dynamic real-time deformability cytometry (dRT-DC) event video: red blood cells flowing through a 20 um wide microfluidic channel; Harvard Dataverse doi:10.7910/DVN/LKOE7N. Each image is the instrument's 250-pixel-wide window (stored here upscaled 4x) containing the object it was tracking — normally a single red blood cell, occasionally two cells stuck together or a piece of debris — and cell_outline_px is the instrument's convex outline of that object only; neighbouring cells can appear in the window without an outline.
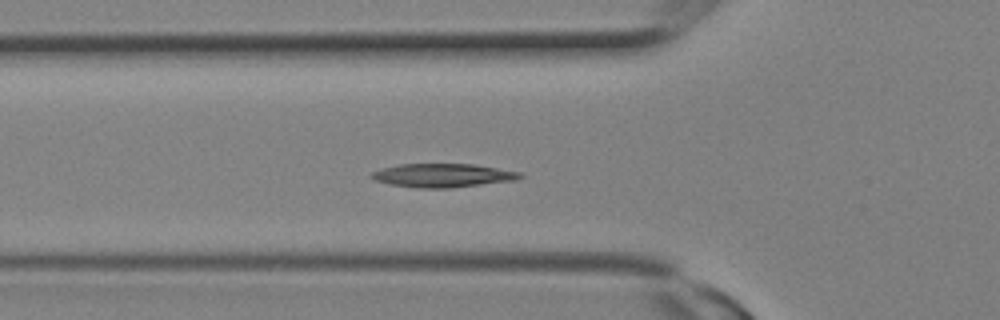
{"species": "Egyptian fruit bat (a non-hibernating species)", "species_latin": "Rousettus aegyptiacus", "temperature_condition": "room temperature", "stored_images_in_passage": 13, "camera_frame_rate_fps": 3000, "um_per_image_px": 0.085, "animal": {"sex": "female"}, "frame": {"image": 1, "passage_image": 8, "time_ms": 2.333, "image_size_px": [1000, 320], "cell_outline_px": [[524, 176], [516, 180], [448, 188], [416, 188], [392, 184], [376, 180], [368, 176], [372, 172], [380, 168], [400, 164], [472, 164], [520, 172]], "centroid_in_image_um": [37.61, 14.91], "position_along_channel_um": 88.2, "area_um2": 20.29}}
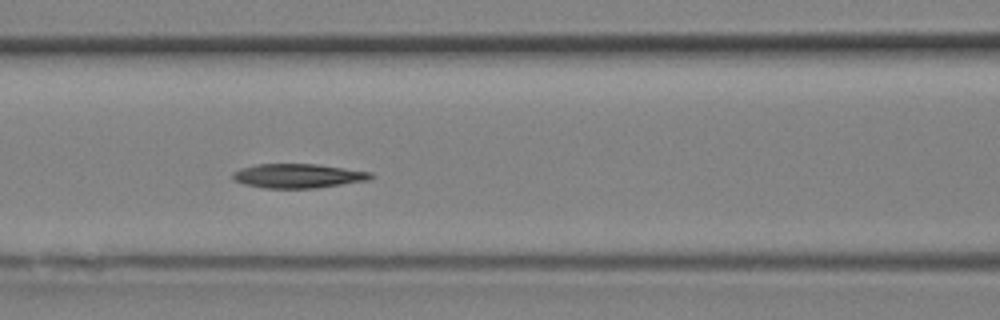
{"frame": {"image": 2, "passage_image": 10, "time_ms": 3.0, "image_size_px": [1000, 320], "cell_outline_px": [[376, 176], [368, 180], [316, 188], [264, 188], [244, 184], [236, 180], [232, 176], [232, 172], [240, 168], [256, 164], [316, 164], [372, 172]], "centroid_in_image_um": [25.34, 14.94], "position_along_channel_um": 141.3, "area_um2": 19.48}}
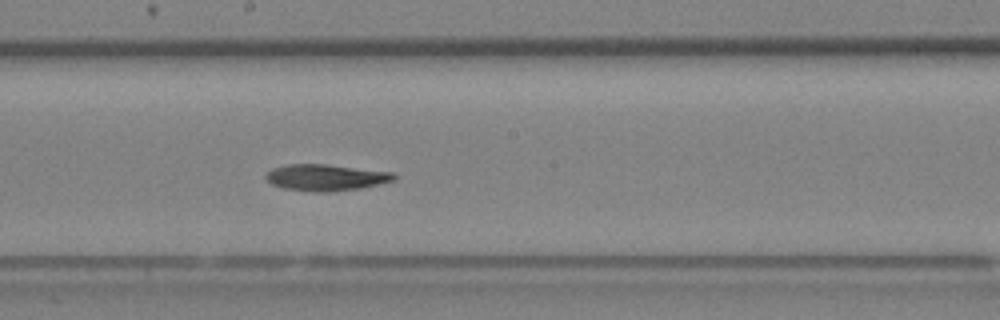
{"frame": {"image": 3, "passage_image": 13, "time_ms": 4.0, "image_size_px": [1000, 320], "cell_outline_px": [[396, 180], [360, 188], [324, 192], [316, 192], [284, 188], [272, 184], [264, 176], [272, 168], [284, 164], [324, 164], [392, 172], [396, 176]], "centroid_in_image_um": [27.68, 15.08], "position_along_channel_um": 220.5, "area_um2": 19.54}}